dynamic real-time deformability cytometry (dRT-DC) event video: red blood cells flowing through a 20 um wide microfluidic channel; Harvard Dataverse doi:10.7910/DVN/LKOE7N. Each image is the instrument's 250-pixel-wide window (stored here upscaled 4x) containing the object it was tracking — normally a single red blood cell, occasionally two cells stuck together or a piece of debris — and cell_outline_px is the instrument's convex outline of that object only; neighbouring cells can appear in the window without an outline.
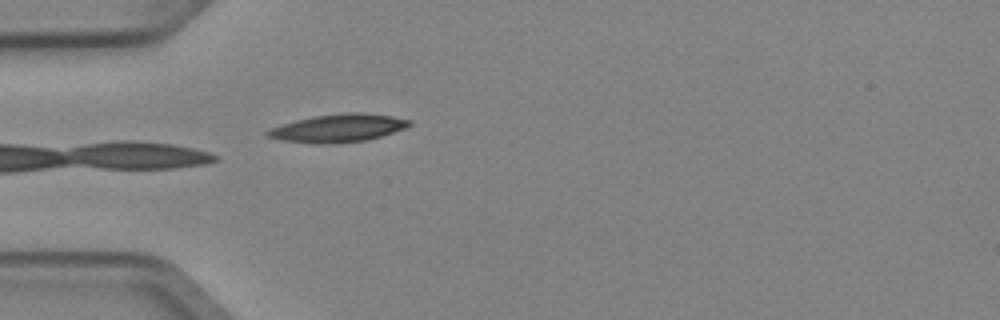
{"species": "Egyptian fruit bat (a non-hibernating species)", "species_latin": "Rousettus aegyptiacus", "temperature_condition": "cold", "stored_images_in_passage": 5, "camera_frame_rate_fps": 3000, "um_per_image_px": 0.085, "animal": {"sex": "female"}, "frame": {"image": 1, "passage_image": 5, "time_ms": 1.333, "image_size_px": [1000, 320], "cell_outline_px": [[412, 124], [404, 128], [380, 136], [364, 140], [332, 144], [312, 144], [280, 140], [268, 136], [264, 132], [268, 128], [296, 120], [312, 116], [344, 112], [360, 112], [392, 116], [412, 120]], "centroid_in_image_um": [28.69, 10.88], "position_along_channel_um": 56.3, "area_um2": 23.24}}